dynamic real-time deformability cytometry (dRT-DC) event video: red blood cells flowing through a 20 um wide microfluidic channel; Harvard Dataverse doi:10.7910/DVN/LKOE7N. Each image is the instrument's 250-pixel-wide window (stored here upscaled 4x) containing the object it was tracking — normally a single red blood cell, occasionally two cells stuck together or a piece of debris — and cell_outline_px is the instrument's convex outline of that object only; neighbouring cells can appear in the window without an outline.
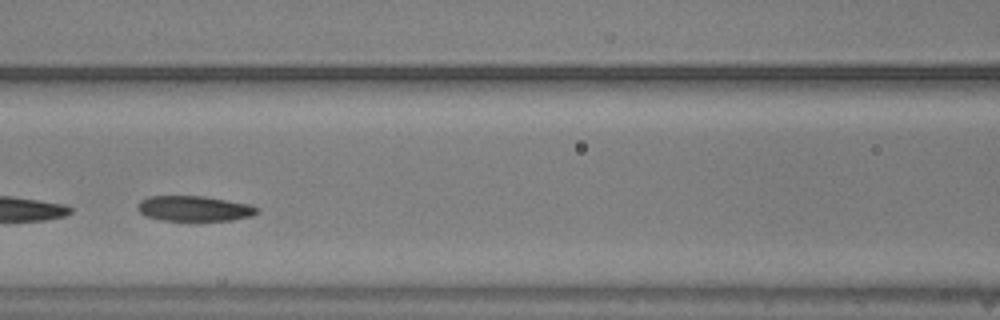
{"species": "common noctule bat (a hibernating species)", "species_latin": "Nyctalus noctula", "temperature_condition": "warm", "stored_images_in_passage": 37, "camera_frame_rate_fps": 3000, "um_per_image_px": 0.085, "animal": {"sex": "male", "body_mass_g": 20.5, "forearm_length_mm": 52.5}, "frame": {"image": 1, "passage_image": 11, "time_ms": 3.333, "image_size_px": [1000, 320], "cell_outline_px": [[260, 212], [252, 216], [232, 220], [160, 220], [144, 216], [136, 208], [136, 204], [140, 200], [148, 196], [204, 196], [248, 204], [260, 208]], "centroid_in_image_um": [16.48, 17.72], "position_along_channel_um": 150.1, "area_um2": 17.74}, "authors_computed_cell_mechanics": {"area_um2": 15.7794, "velocity_mm_per_s": 3.8919, "shape_relaxation_time_tau1_ms": null, "shape_relaxation_time_tau2_ms": 4.9095, "deformation_change_tau1": null, "deformation_change_tau2": 0.1232}}